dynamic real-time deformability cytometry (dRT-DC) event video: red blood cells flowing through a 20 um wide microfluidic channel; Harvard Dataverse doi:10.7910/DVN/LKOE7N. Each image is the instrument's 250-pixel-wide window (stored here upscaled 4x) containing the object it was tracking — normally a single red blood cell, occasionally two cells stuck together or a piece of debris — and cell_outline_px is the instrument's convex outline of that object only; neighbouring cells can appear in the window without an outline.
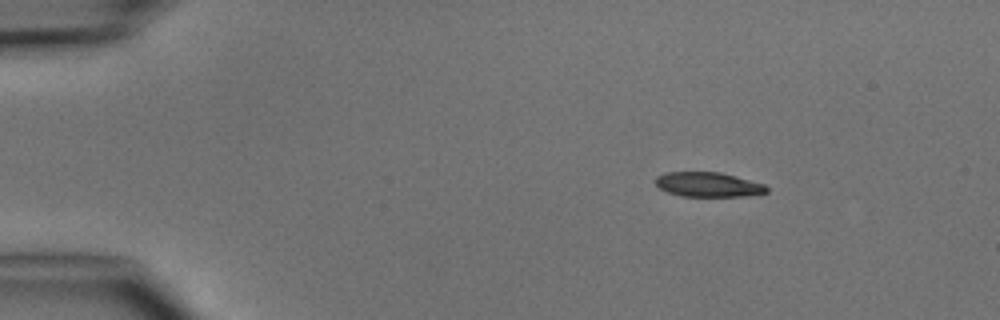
{"species": "common noctule bat (a hibernating species)", "species_latin": "Nyctalus noctula", "temperature_condition": "cold", "stored_images_in_passage": 3, "camera_frame_rate_fps": 3000, "um_per_image_px": 0.085, "animal": {"sex": "male", "body_mass_g": 15.6}, "frame": {"image": 1, "passage_image": 2, "time_ms": 1.333, "image_size_px": [1000, 320], "cell_outline_px": [[768, 192], [744, 196], [680, 196], [668, 192], [660, 188], [656, 184], [656, 176], [664, 172], [720, 172], [764, 184], [768, 188]], "centroid_in_image_um": [60.18, 15.68], "position_along_channel_um": 24.8, "area_um2": 15.84}}